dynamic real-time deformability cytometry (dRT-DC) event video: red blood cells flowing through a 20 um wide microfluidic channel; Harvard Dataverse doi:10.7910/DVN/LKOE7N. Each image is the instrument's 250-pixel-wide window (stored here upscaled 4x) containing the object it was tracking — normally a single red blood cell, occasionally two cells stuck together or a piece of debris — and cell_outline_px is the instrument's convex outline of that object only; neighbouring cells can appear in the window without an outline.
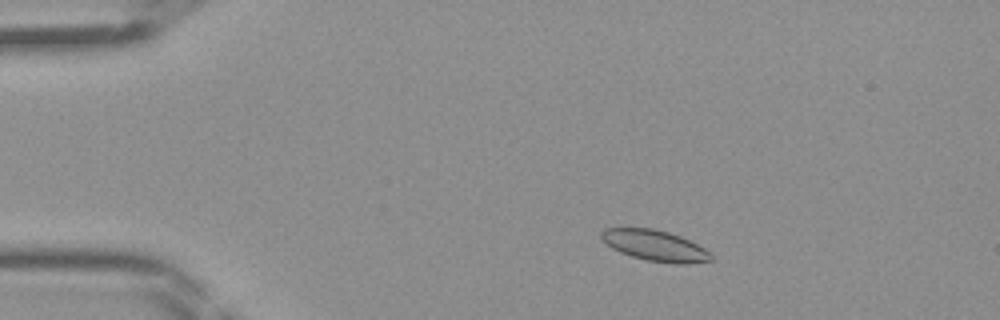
{"species": "Egyptian fruit bat (a non-hibernating species)", "species_latin": "Rousettus aegyptiacus", "temperature_condition": "room temperature", "stored_images_in_passage": 43, "camera_frame_rate_fps": 3000, "um_per_image_px": 0.085, "frame": {"image": 1, "passage_image": 6, "time_ms": 1.667, "image_size_px": [1000, 320], "cell_outline_px": [[712, 260], [684, 264], [676, 264], [648, 260], [632, 256], [620, 252], [612, 248], [600, 236], [600, 232], [604, 228], [652, 228], [668, 232], [680, 236], [704, 248], [712, 256]], "centroid_in_image_um": [55.65, 20.86], "position_along_channel_um": 29.3, "area_um2": 19.42}}
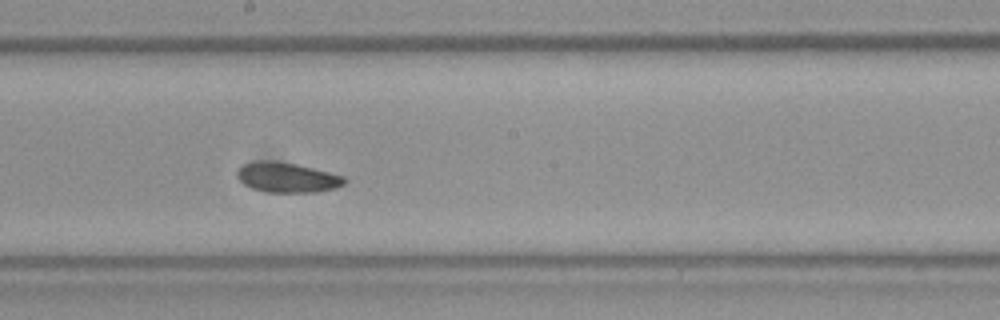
{"frame": {"image": 2, "passage_image": 23, "time_ms": 7.333, "image_size_px": [1000, 320], "cell_outline_px": [[348, 180], [344, 184], [336, 188], [316, 192], [268, 192], [252, 188], [244, 184], [236, 176], [236, 172], [244, 164], [252, 160], [272, 160], [296, 164], [344, 176]], "centroid_in_image_um": [24.39, 15.07], "position_along_channel_um": 223.8, "area_um2": 18.79}}
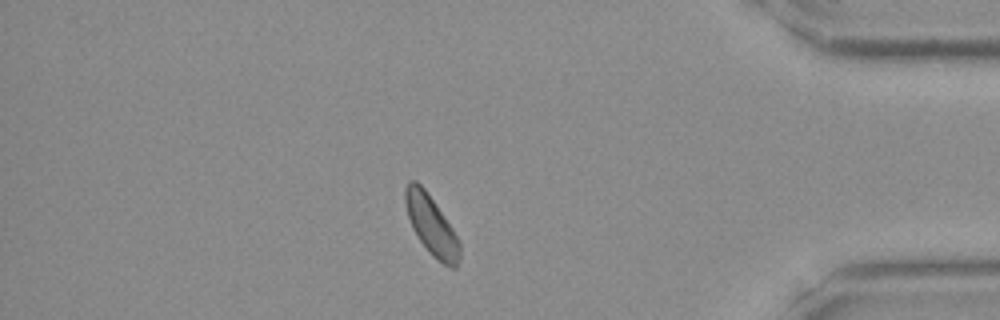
{"frame": {"image": 3, "passage_image": 37, "time_ms": 12.0, "image_size_px": [1000, 320], "cell_outline_px": [[460, 256], [456, 268], [452, 268], [436, 260], [428, 252], [412, 228], [408, 216], [404, 200], [404, 188], [408, 180], [416, 180], [424, 188], [452, 228], [460, 244]], "centroid_in_image_um": [36.64, 19.15], "position_along_channel_um": 398.6, "area_um2": 18.73}}